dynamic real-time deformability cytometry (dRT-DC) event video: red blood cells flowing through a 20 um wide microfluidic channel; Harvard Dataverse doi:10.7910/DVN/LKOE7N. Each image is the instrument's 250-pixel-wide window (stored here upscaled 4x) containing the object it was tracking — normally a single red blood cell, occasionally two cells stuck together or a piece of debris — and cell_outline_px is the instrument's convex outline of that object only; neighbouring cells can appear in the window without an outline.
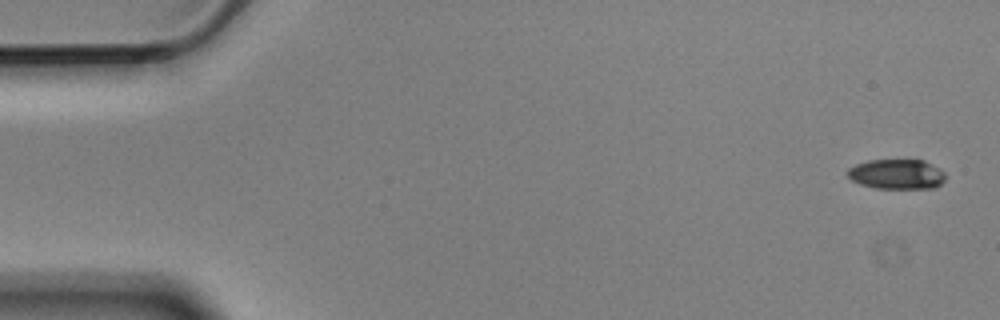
{"species": "Egyptian fruit bat (a non-hibernating species)", "species_latin": "Rousettus aegyptiacus", "temperature_condition": "cold", "stored_images_in_passage": 6, "segment_of_instrument_passage": [1, 2], "camera_frame_rate_fps": 3000, "um_per_image_px": 0.085, "animal": {"sex": "male"}, "frame": {"image": 1, "passage_image": 1, "time_ms": 0.0, "image_size_px": [1000, 320], "cell_outline_px": [[944, 180], [936, 188], [876, 188], [860, 184], [852, 180], [844, 172], [848, 168], [856, 164], [868, 160], [924, 160], [940, 168], [944, 172]], "centroid_in_image_um": [76.2, 14.8], "position_along_channel_um": 8.8, "area_um2": 17.17}}